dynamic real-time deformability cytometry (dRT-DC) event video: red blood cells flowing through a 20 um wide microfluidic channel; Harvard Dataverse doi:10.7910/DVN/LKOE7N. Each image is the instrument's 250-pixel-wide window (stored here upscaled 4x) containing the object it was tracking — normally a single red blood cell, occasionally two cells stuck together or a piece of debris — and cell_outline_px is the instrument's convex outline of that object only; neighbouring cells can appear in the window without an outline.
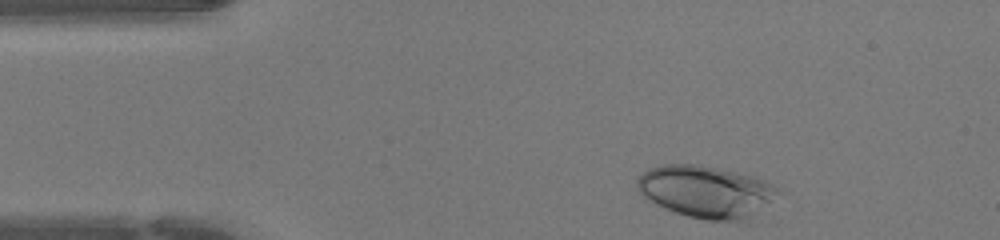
{"species": "human", "species_latin": "Homo sapiens", "temperature_condition": "warm", "stored_images_in_passage": 33, "camera_frame_rate_fps": 3000, "um_per_image_px": 0.085, "donor": {"sex": "female"}, "frame": {"image": 1, "passage_image": 1, "time_ms": 0.0, "image_size_px": [1000, 240], "cell_outline_px": [[780, 192], [748, 224], [704, 220], [688, 216], [676, 212], [656, 204], [644, 196], [636, 188], [636, 180], [644, 172], [652, 168], [664, 164], [700, 164], [736, 172], [752, 176], [764, 180], [780, 188]], "centroid_in_image_um": [60.09, 16.33], "position_along_channel_um": 24.9, "area_um2": 43.35}}
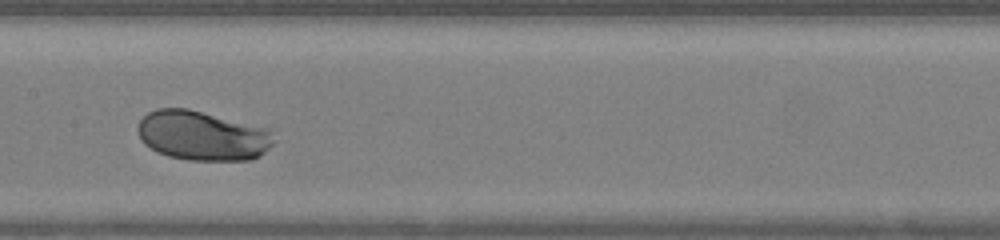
{"frame": {"image": 2, "passage_image": 17, "time_ms": 5.333, "image_size_px": [1000, 240], "cell_outline_px": [[276, 140], [260, 156], [252, 160], [188, 160], [168, 156], [156, 152], [144, 144], [140, 140], [136, 128], [140, 120], [148, 112], [156, 108], [188, 108], [268, 128]], "centroid_in_image_um": [17.18, 11.53], "position_along_channel_um": 190.2, "area_um2": 39.65}}
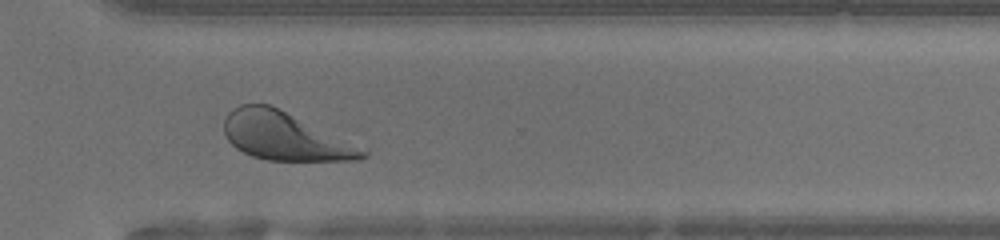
{"frame": {"image": 3, "passage_image": 28, "time_ms": 9.0, "image_size_px": [1000, 240], "cell_outline_px": [[368, 156], [356, 160], [268, 160], [252, 156], [236, 148], [228, 140], [224, 132], [224, 120], [228, 112], [232, 108], [240, 104], [268, 104], [368, 152]], "centroid_in_image_um": [24.08, 11.59], "position_along_channel_um": 346.5, "area_um2": 37.34}, "authors_computed_cell_mechanics": {"area_um2": 39.6508, "velocity_mm_per_s": 4.2596, "shape_relaxation_time_tau1_ms": 2.006, "shape_relaxation_time_tau2_ms": null, "deformation_change_tau1": 0.1306, "deformation_change_tau2": null}}